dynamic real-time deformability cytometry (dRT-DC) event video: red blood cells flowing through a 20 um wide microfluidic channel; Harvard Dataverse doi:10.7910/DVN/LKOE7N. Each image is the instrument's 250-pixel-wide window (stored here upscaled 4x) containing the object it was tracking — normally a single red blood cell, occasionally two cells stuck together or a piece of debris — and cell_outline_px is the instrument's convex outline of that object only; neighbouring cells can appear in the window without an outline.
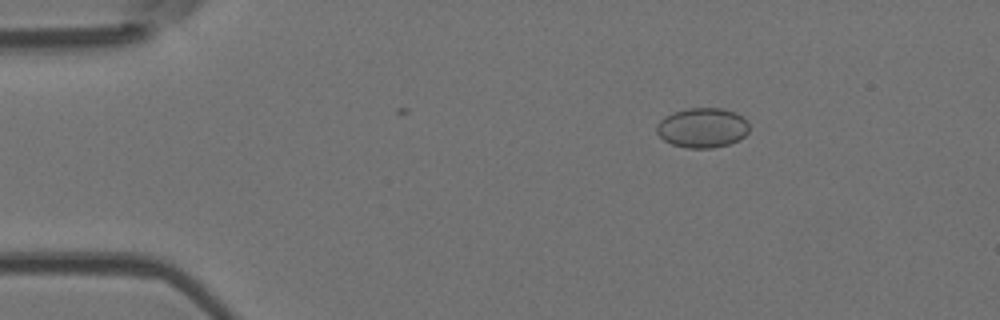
{"species": "Egyptian fruit bat (a non-hibernating species)", "species_latin": "Rousettus aegyptiacus", "temperature_condition": "room temperature", "stored_images_in_passage": 7, "camera_frame_rate_fps": 3000, "um_per_image_px": 0.085, "animal": {"sex": "female"}, "frame": {"image": 1, "passage_image": 5, "time_ms": 1.333, "image_size_px": [1000, 320], "cell_outline_px": [[748, 132], [740, 140], [728, 144], [712, 148], [688, 148], [672, 144], [664, 140], [656, 132], [656, 124], [664, 116], [684, 108], [720, 108], [736, 112], [748, 120]], "centroid_in_image_um": [59.7, 10.85], "position_along_channel_um": 25.3, "area_um2": 21.68}}